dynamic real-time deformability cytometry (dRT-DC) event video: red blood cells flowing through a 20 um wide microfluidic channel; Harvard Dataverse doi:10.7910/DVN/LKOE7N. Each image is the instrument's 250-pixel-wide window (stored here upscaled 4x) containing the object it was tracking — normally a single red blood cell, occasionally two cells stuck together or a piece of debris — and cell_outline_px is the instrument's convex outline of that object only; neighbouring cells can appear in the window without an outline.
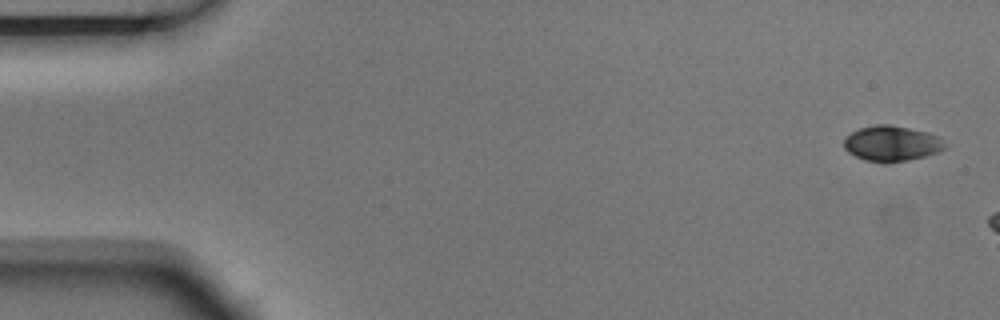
{"species": "Egyptian fruit bat (a non-hibernating species)", "species_latin": "Rousettus aegyptiacus", "temperature_condition": "room temperature", "stored_images_in_passage": 4, "camera_frame_rate_fps": 3000, "um_per_image_px": 0.085, "animal": {"sex": "male"}, "frame": {"image": 1, "passage_image": 1, "time_ms": 0.0, "image_size_px": [1000, 320], "cell_outline_px": [[948, 148], [924, 156], [908, 160], [884, 164], [864, 160], [848, 152], [844, 148], [844, 136], [860, 128], [876, 124], [888, 124], [928, 132], [936, 136]], "centroid_in_image_um": [75.74, 12.21], "position_along_channel_um": 9.3, "area_um2": 20.87}}